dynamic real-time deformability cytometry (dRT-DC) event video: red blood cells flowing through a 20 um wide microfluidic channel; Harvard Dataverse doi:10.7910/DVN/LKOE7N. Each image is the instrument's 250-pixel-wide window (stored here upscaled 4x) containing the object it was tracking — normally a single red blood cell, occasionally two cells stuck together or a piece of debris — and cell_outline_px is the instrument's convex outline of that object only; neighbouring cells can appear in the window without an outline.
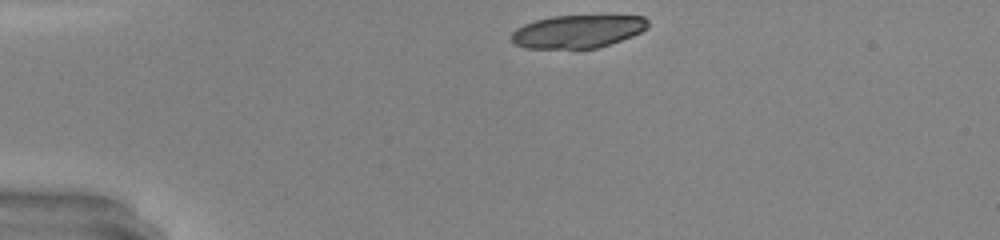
{"species": "common noctule bat (a hibernating species)", "species_latin": "Nyctalus noctula", "temperature_condition": "warm", "stored_images_in_passage": 30, "camera_frame_rate_fps": 3000, "um_per_image_px": 0.085, "animal": {"sex": "male", "body_mass_g": 20.0, "forearm_length_mm": 53.3}, "frame": {"image": 1, "passage_image": 1, "time_ms": 0.0, "image_size_px": [1000, 240], "cell_outline_px": [[648, 28], [632, 36], [596, 48], [524, 48], [516, 44], [512, 40], [512, 32], [516, 28], [524, 24], [536, 20], [552, 16], [644, 16], [648, 20]], "centroid_in_image_um": [49.09, 2.67], "position_along_channel_um": 35.9, "area_um2": 25.95}}